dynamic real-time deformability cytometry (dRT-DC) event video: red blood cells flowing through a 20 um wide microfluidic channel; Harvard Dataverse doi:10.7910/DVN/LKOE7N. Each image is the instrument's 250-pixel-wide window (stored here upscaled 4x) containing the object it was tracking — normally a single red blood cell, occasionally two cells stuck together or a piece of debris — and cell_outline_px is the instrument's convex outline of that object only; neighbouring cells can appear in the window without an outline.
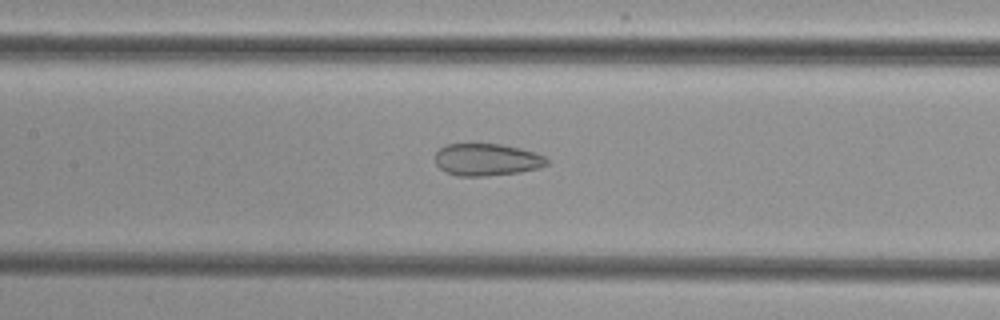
{"species": "common noctule bat (a hibernating species)", "species_latin": "Nyctalus noctula", "temperature_condition": "cold", "stored_images_in_passage": 54, "camera_frame_rate_fps": 3000, "um_per_image_px": 0.085, "animal": {"sex": "female", "body_mass_g": 29.2, "forearm_length_mm": 56.3}, "frame": {"image": 1, "passage_image": 26, "time_ms": 8.333, "image_size_px": [1000, 320], "cell_outline_px": [[548, 164], [540, 168], [520, 172], [484, 176], [456, 176], [444, 172], [436, 164], [436, 152], [440, 148], [448, 144], [500, 144], [520, 148], [536, 152], [544, 156], [548, 160]], "centroid_in_image_um": [41.39, 13.58], "position_along_channel_um": 166.0, "area_um2": 21.04}}
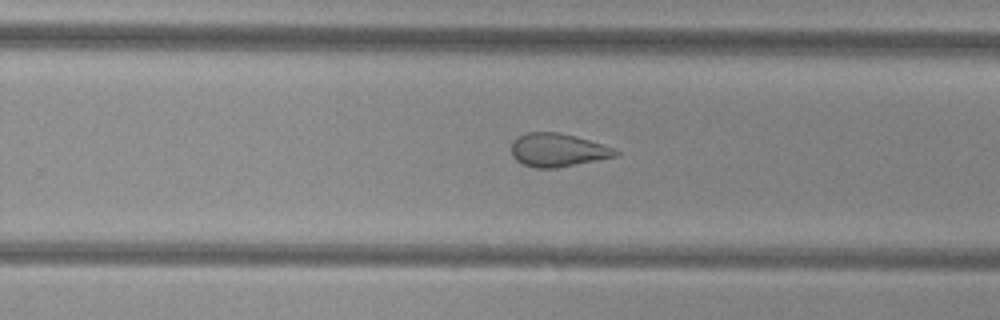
{"frame": {"image": 2, "passage_image": 35, "time_ms": 11.333, "image_size_px": [1000, 320], "cell_outline_px": [[620, 152], [616, 156], [556, 168], [536, 168], [524, 164], [516, 160], [512, 156], [512, 140], [516, 136], [528, 132], [560, 132], [576, 136], [604, 144], [616, 148]], "centroid_in_image_um": [47.4, 12.74], "position_along_channel_um": 282.4, "area_um2": 20.35}}
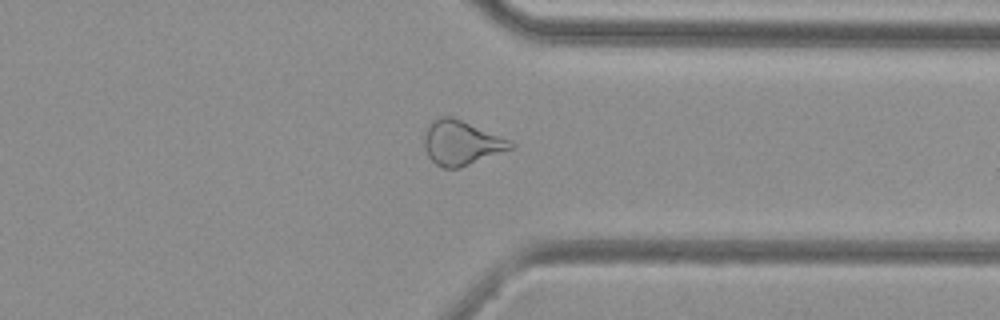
{"frame": {"image": 3, "passage_image": 42, "time_ms": 13.667, "image_size_px": [1000, 320], "cell_outline_px": [[516, 148], [460, 168], [444, 168], [436, 164], [428, 156], [424, 148], [424, 132], [432, 120], [440, 116], [452, 116], [508, 140], [516, 144]], "centroid_in_image_um": [39.2, 12.15], "position_along_channel_um": 372.2, "area_um2": 22.43}}